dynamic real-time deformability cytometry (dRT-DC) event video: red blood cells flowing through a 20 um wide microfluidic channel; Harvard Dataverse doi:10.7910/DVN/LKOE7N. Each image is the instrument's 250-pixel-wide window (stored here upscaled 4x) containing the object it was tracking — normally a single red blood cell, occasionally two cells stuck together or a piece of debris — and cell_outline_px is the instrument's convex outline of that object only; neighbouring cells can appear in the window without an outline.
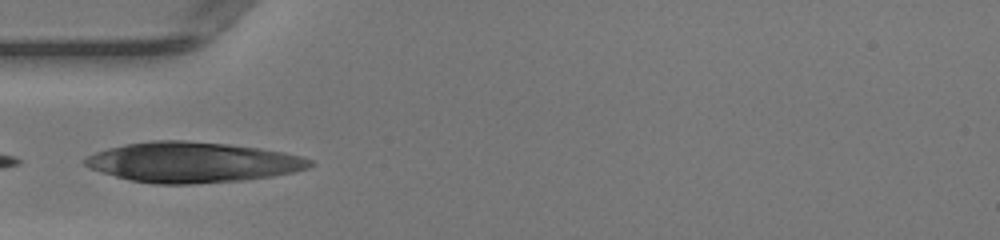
{"species": "human", "species_latin": "Homo sapiens", "temperature_condition": "warm", "stored_images_in_passage": 9, "camera_frame_rate_fps": 3000, "um_per_image_px": 0.085, "donor": {"sex": "female"}, "frame": {"image": 1, "passage_image": 1, "time_ms": 0.0, "image_size_px": [1000, 240], "cell_outline_px": [[316, 164], [308, 168], [292, 172], [272, 176], [244, 180], [192, 184], [156, 184], [132, 180], [100, 172], [88, 168], [84, 164], [84, 160], [88, 156], [96, 152], [108, 148], [124, 144], [152, 140], [184, 140], [228, 144], [260, 148], [284, 152], [300, 156], [312, 160]], "centroid_in_image_um": [16.37, 13.79], "position_along_channel_um": 68.6, "area_um2": 52.89}}
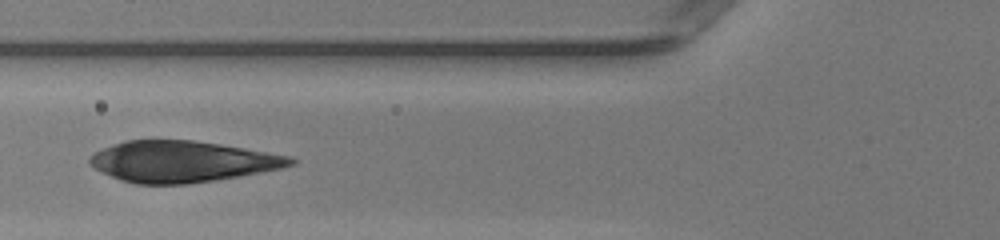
{"frame": {"image": 2, "passage_image": 4, "time_ms": 1.0, "image_size_px": [1000, 240], "cell_outline_px": [[296, 164], [280, 168], [260, 172], [188, 184], [136, 184], [120, 180], [100, 172], [88, 164], [88, 160], [96, 152], [104, 148], [124, 140], [192, 140], [220, 144], [292, 156], [296, 160]], "centroid_in_image_um": [15.46, 13.73], "position_along_channel_um": 110.3, "area_um2": 47.92}}